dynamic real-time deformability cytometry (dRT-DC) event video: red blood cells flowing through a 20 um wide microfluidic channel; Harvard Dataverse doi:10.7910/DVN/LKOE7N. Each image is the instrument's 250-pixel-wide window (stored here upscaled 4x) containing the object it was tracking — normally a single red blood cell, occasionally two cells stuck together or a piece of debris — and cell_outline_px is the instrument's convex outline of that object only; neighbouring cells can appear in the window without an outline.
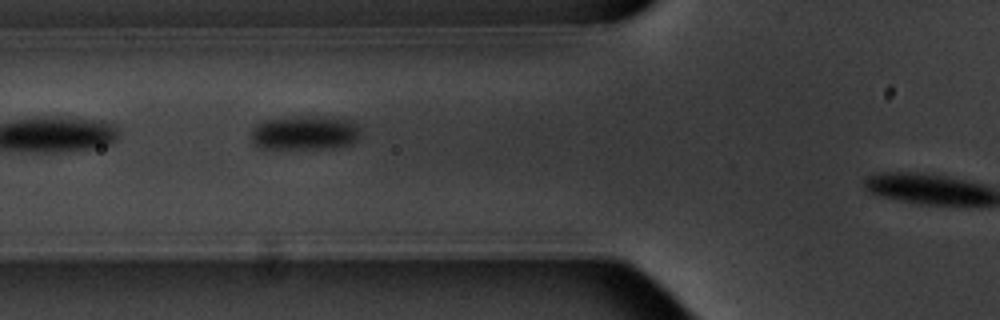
{"species": "common noctule bat (a hibernating species)", "species_latin": "Nyctalus noctula", "temperature_condition": "warm", "stored_images_in_passage": 7, "segment_of_instrument_passage": [1, 2], "camera_frame_rate_fps": 3000, "um_per_image_px": 0.085, "animal": {"sex": "male", "body_mass_g": 20.1, "forearm_length_mm": 53.5}, "frame": {"image": 1, "passage_image": 6, "time_ms": 6.667, "image_size_px": [1000, 320], "cell_outline_px": [[360, 136], [352, 144], [332, 148], [256, 148], [252, 140], [252, 128], [256, 124], [264, 120], [292, 116], [332, 116], [348, 120], [356, 124], [360, 128]], "centroid_in_image_um": [25.92, 11.27], "position_along_channel_um": 99.9, "area_um2": 22.2}}